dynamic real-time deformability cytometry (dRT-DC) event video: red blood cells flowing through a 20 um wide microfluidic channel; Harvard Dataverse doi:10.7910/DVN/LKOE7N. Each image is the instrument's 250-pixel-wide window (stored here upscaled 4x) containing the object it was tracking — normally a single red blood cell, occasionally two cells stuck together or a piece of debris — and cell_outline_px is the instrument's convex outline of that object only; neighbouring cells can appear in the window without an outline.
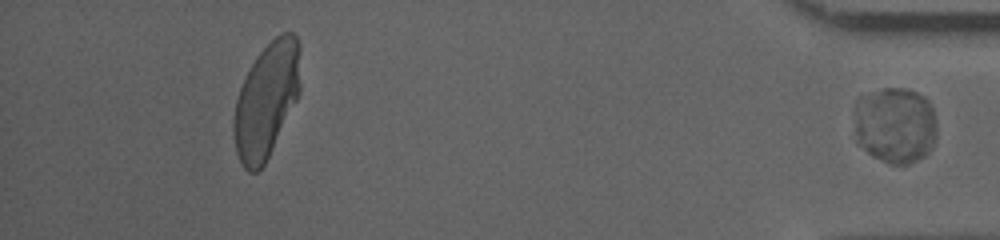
{"species": "human", "species_latin": "Homo sapiens", "temperature_condition": "cold", "stored_images_in_passage": 51, "segment_of_instrument_passage": [2, 2], "camera_frame_rate_fps": 3000, "um_per_image_px": 0.085, "donor": {"sex": "male"}, "frame": {"image": 1, "passage_image": 51, "time_ms": 16.667, "image_size_px": [1000, 240], "cell_outline_px": [[936, 136], [928, 152], [924, 156], [908, 164], [892, 164], [872, 156], [856, 140], [856, 100], [860, 96], [884, 88], [908, 88], [924, 96], [928, 100], [932, 108], [936, 120]], "centroid_in_image_um": [76.11, 10.62], "position_along_channel_um": 359.1, "area_um2": 36.65}}